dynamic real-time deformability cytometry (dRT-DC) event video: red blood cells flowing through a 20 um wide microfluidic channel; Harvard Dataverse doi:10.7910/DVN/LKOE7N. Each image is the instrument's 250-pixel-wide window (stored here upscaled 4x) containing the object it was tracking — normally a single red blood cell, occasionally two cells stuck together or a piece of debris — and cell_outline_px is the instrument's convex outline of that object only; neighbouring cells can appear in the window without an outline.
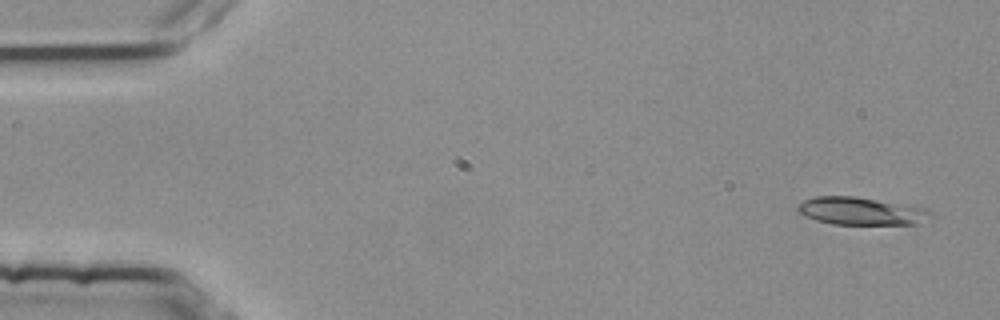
{"species": "common noctule bat (a hibernating species)", "species_latin": "Nyctalus noctula", "temperature_condition": "room temperature", "stored_images_in_passage": 4, "segment_of_instrument_passage": [2, 2], "camera_frame_rate_fps": 3000, "um_per_image_px": 0.085, "animal": {"sex": "female", "body_mass_g": 25.1}, "frame": {"image": 1, "passage_image": 4, "time_ms": 1.0, "image_size_px": [1000, 320], "cell_outline_px": [[936, 212], [932, 216], [916, 224], [832, 224], [816, 220], [804, 216], [796, 212], [796, 204], [804, 200], [816, 196], [856, 196], [924, 208]], "centroid_in_image_um": [73.14, 17.94], "position_along_channel_um": 11.9, "area_um2": 21.56}}